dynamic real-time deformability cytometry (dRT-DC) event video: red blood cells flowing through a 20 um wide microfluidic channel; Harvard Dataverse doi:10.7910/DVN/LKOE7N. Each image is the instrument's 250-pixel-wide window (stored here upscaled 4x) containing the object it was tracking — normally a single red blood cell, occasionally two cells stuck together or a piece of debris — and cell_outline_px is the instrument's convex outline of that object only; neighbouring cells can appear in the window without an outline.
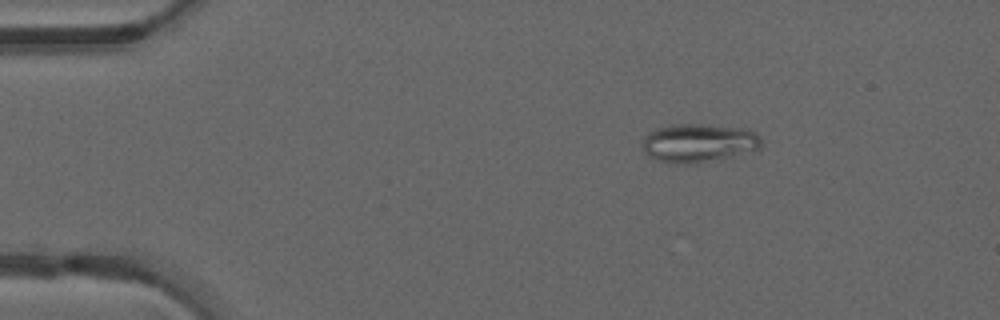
{"species": "common noctule bat (a hibernating species)", "species_latin": "Nyctalus noctula", "temperature_condition": "warm", "stored_images_in_passage": 42, "camera_frame_rate_fps": 3000, "um_per_image_px": 0.085, "animal": {"sex": "male", "forearm_length_mm": 52.5}, "frame": {"image": 1, "passage_image": 1, "time_ms": 0.0, "image_size_px": [1000, 320], "cell_outline_px": [[760, 148], [700, 164], [676, 164], [660, 160], [648, 156], [644, 152], [644, 136], [648, 132], [656, 128], [672, 124], [704, 124], [744, 128], [756, 132], [760, 136]], "centroid_in_image_um": [59.36, 12.15], "position_along_channel_um": 25.6, "area_um2": 26.76}}
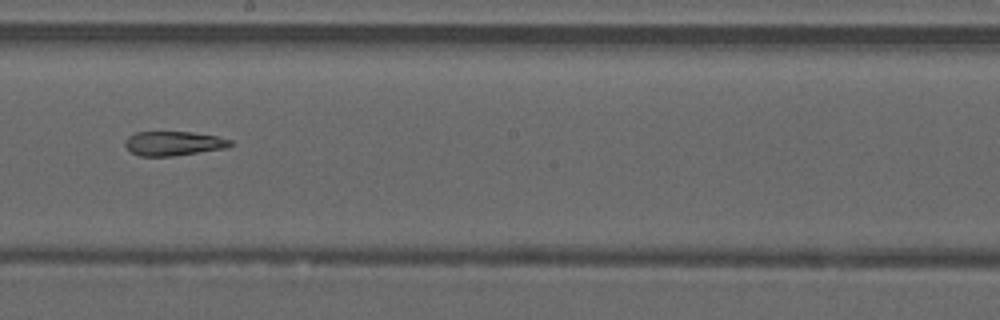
{"frame": {"image": 2, "passage_image": 21, "time_ms": 6.667, "image_size_px": [1000, 320], "cell_outline_px": [[232, 144], [228, 148], [172, 156], [140, 156], [132, 152], [124, 144], [124, 140], [128, 136], [136, 132], [192, 132], [216, 136], [232, 140]], "centroid_in_image_um": [14.76, 12.19], "position_along_channel_um": 233.4, "area_um2": 14.91}}
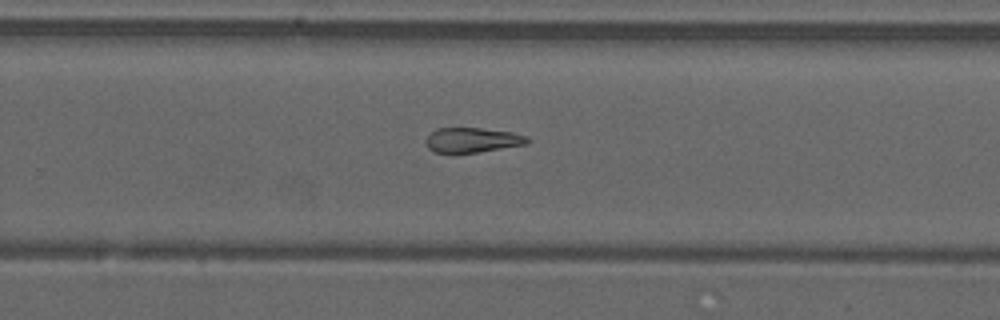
{"frame": {"image": 3, "passage_image": 25, "time_ms": 8.0, "image_size_px": [1000, 320], "cell_outline_px": [[532, 140], [528, 144], [456, 156], [452, 156], [432, 152], [428, 148], [424, 140], [436, 128], [480, 128], [512, 132], [528, 136]], "centroid_in_image_um": [40.12, 11.95], "position_along_channel_um": 289.7, "area_um2": 15.55}}